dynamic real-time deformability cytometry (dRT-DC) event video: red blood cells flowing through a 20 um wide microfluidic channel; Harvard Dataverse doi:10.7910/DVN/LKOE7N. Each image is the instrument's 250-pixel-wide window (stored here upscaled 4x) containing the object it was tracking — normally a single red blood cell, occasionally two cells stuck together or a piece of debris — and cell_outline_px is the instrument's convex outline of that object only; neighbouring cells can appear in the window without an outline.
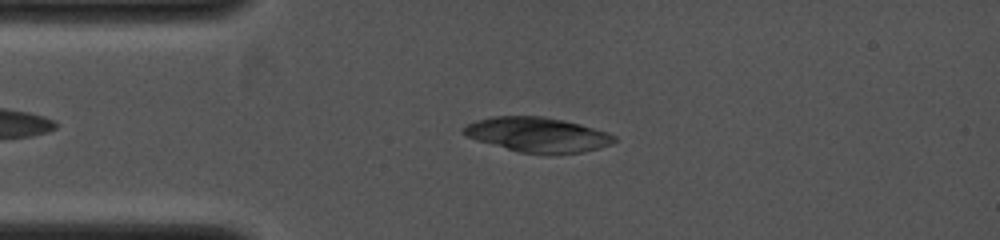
{"species": "common noctule bat (a hibernating species)", "species_latin": "Nyctalus noctula", "temperature_condition": "cold", "stored_images_in_passage": 3, "camera_frame_rate_fps": 4000, "um_per_image_px": 0.085, "animal": {"sex": "female", "body_mass_g": 19.0, "forearm_length_mm": 53.3}, "frame": {"image": 1, "passage_image": 3, "time_ms": 1.25, "image_size_px": [1000, 240], "cell_outline_px": [[616, 140], [612, 144], [600, 148], [580, 152], [552, 156], [520, 152], [476, 140], [464, 136], [460, 132], [468, 124], [476, 120], [492, 116], [544, 116], [564, 120], [580, 124], [608, 132], [616, 136]], "centroid_in_image_um": [45.71, 11.46], "position_along_channel_um": 39.3, "area_um2": 30.98}}